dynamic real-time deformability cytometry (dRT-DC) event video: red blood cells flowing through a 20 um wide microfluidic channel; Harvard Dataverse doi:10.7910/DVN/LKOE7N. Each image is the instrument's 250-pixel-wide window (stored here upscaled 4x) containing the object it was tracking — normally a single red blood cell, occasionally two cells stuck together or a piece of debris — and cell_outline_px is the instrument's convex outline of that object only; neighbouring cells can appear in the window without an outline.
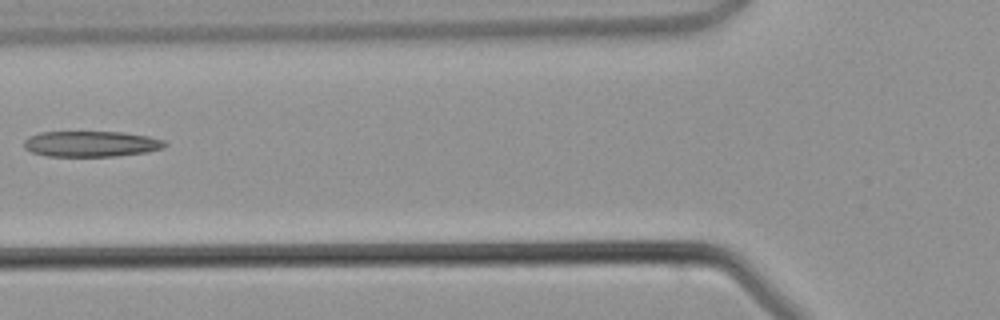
{"species": "common noctule bat (a hibernating species)", "species_latin": "Nyctalus noctula", "temperature_condition": "warm", "stored_images_in_passage": 4, "camera_frame_rate_fps": 3000, "um_per_image_px": 0.085, "animal": {"sex": "male", "body_mass_g": 21.5, "forearm_length_mm": 52.0}, "frame": {"image": 1, "passage_image": 4, "time_ms": 4.0, "image_size_px": [1000, 320], "cell_outline_px": [[168, 144], [164, 148], [148, 152], [116, 156], [48, 156], [32, 152], [24, 148], [24, 140], [28, 136], [40, 132], [124, 132], [148, 136], [164, 140]], "centroid_in_image_um": [7.77, 12.23], "position_along_channel_um": 118.0, "area_um2": 21.27}}